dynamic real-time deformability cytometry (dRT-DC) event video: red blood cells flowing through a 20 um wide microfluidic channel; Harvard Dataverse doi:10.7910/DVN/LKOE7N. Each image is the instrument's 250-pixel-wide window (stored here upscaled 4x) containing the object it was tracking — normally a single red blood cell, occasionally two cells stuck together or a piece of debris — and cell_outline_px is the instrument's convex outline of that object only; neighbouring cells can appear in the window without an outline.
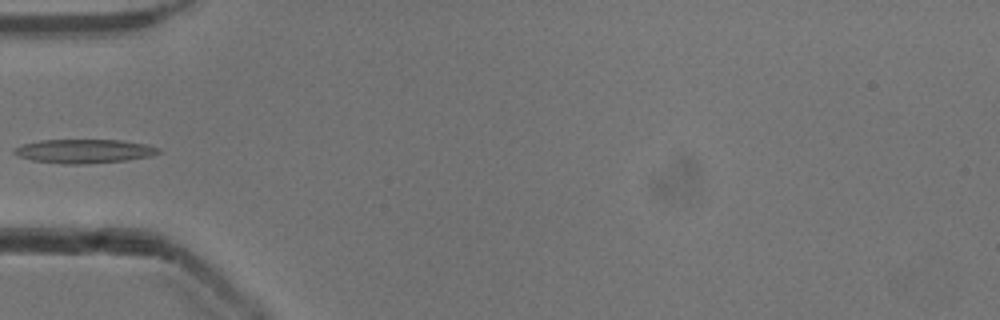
{"species": "common noctule bat (a hibernating species)", "species_latin": "Nyctalus noctula", "temperature_condition": "cold", "stored_images_in_passage": 7, "camera_frame_rate_fps": 3000, "um_per_image_px": 0.085, "animal": {"sex": "male", "body_mass_g": 13.3}, "frame": {"image": 1, "passage_image": 6, "time_ms": 1.667, "image_size_px": [1000, 320], "cell_outline_px": [[160, 152], [152, 156], [128, 160], [80, 164], [64, 164], [32, 160], [20, 156], [12, 152], [16, 148], [24, 144], [40, 140], [120, 140], [144, 144], [160, 148]], "centroid_in_image_um": [7.18, 12.85], "position_along_channel_um": 77.8, "area_um2": 19.88}}
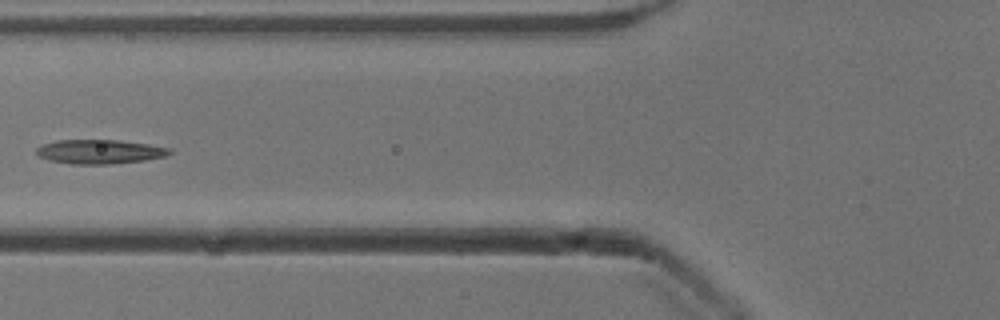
{"frame": {"image": 2, "passage_image": 7, "time_ms": 2.0, "image_size_px": [1000, 320], "cell_outline_px": [[172, 152], [164, 156], [144, 160], [112, 164], [68, 164], [52, 160], [40, 156], [36, 152], [36, 148], [40, 144], [56, 140], [120, 140], [148, 144], [172, 148]], "centroid_in_image_um": [8.46, 12.88], "position_along_channel_um": 117.3, "area_um2": 18.79}}